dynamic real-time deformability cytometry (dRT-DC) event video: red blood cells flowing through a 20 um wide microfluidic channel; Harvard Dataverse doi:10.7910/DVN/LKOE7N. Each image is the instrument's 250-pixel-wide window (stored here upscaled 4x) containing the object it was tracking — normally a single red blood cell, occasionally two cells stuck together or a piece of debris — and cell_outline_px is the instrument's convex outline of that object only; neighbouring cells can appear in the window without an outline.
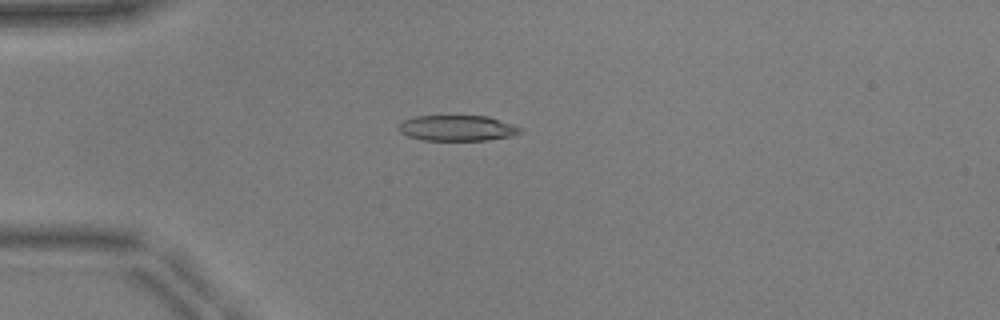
{"species": "common noctule bat (a hibernating species)", "species_latin": "Nyctalus noctula", "temperature_condition": "warm", "stored_images_in_passage": 35, "camera_frame_rate_fps": 3000, "um_per_image_px": 0.085, "animal": {"sex": "male", "body_mass_g": 17.9, "forearm_length_mm": 54.2}, "frame": {"image": 1, "passage_image": 3, "time_ms": 0.667, "image_size_px": [1000, 320], "cell_outline_px": [[524, 128], [520, 132], [512, 136], [488, 140], [420, 140], [408, 136], [400, 132], [396, 128], [404, 120], [416, 116], [488, 116]], "centroid_in_image_um": [38.86, 10.89], "position_along_channel_um": 46.1, "area_um2": 18.21}}
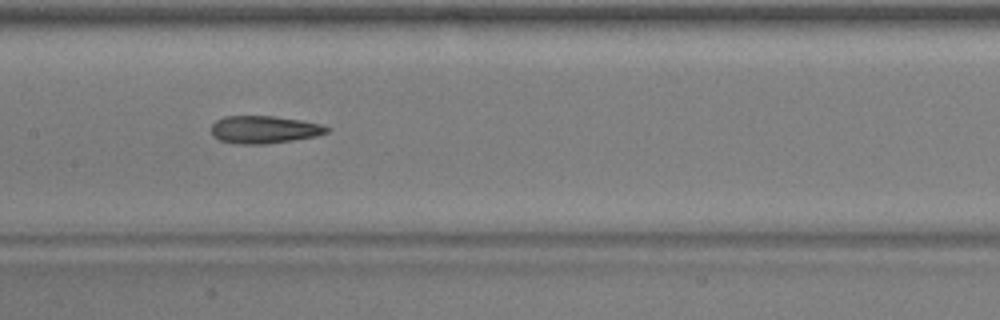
{"frame": {"image": 2, "passage_image": 15, "time_ms": 4.667, "image_size_px": [1000, 320], "cell_outline_px": [[332, 128], [328, 132], [316, 136], [292, 140], [264, 144], [236, 144], [220, 140], [212, 136], [212, 124], [216, 120], [224, 116], [272, 116], [300, 120], [320, 124]], "centroid_in_image_um": [22.44, 11.01], "position_along_channel_um": 185.0, "area_um2": 18.55}}
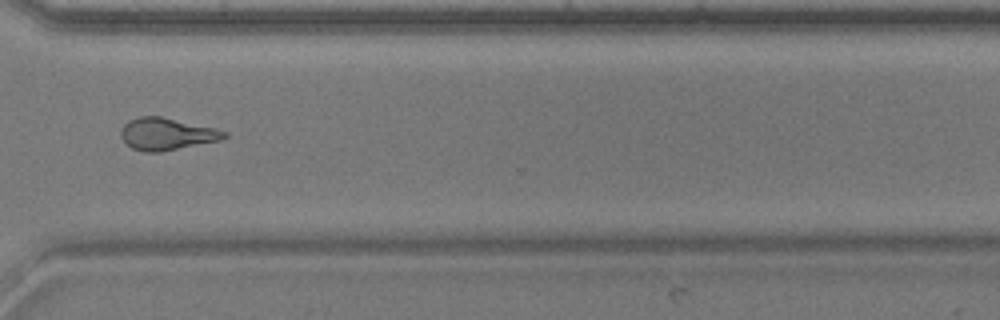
{"frame": {"image": 3, "passage_image": 28, "time_ms": 9.0, "image_size_px": [1000, 320], "cell_outline_px": [[228, 136], [220, 140], [160, 152], [144, 152], [132, 148], [120, 136], [120, 128], [128, 120], [140, 116], [160, 116], [216, 128], [228, 132]], "centroid_in_image_um": [14.16, 11.38], "position_along_channel_um": 356.4, "area_um2": 19.36}, "authors_computed_cell_mechanics": {"area_um2": 18.6694, "velocity_mm_per_s": 3.9634, "shape_relaxation_time_tau1_ms": null, "shape_relaxation_time_tau2_ms": 2.2642, "deformation_change_tau1": null, "deformation_change_tau2": 0.1245}}